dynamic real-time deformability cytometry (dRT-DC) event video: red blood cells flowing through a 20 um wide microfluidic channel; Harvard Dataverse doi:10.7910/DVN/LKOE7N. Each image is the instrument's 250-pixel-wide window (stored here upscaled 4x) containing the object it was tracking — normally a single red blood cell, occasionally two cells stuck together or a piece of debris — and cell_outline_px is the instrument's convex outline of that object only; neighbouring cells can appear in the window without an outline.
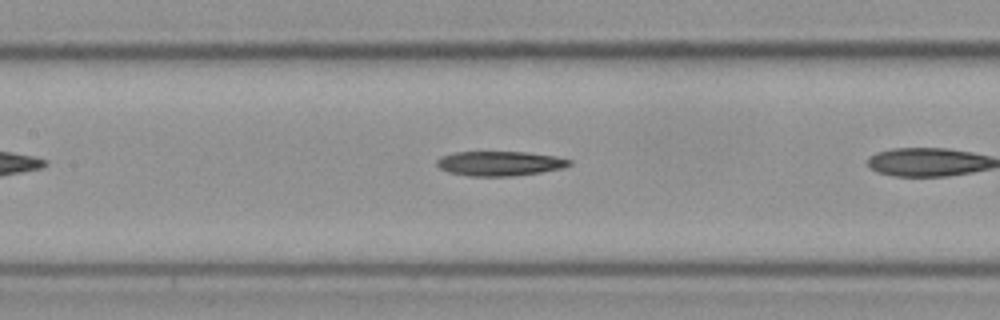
{"species": "Egyptian fruit bat (a non-hibernating species)", "species_latin": "Rousettus aegyptiacus", "temperature_condition": "cold", "stored_images_in_passage": 34, "camera_frame_rate_fps": 3000, "um_per_image_px": 0.085, "frame": {"image": 1, "passage_image": 15, "time_ms": 4.667, "image_size_px": [1000, 320], "cell_outline_px": [[572, 164], [564, 168], [540, 172], [512, 176], [468, 176], [448, 172], [440, 168], [436, 164], [436, 160], [440, 156], [456, 152], [528, 152], [556, 156], [572, 160]], "centroid_in_image_um": [42.49, 13.89], "position_along_channel_um": 164.9, "area_um2": 19.13}}
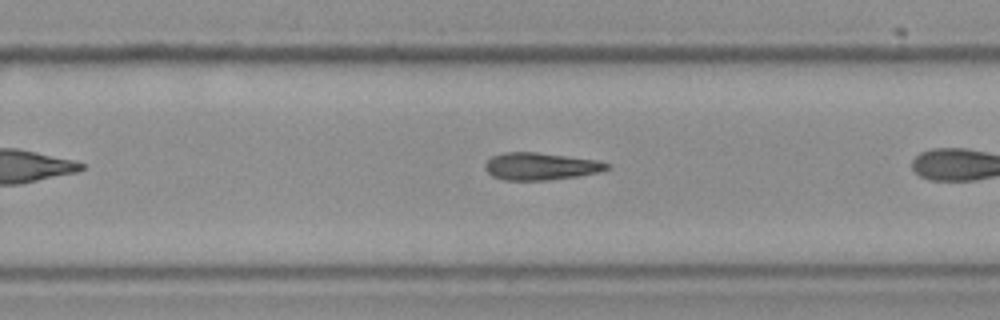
{"frame": {"image": 2, "passage_image": 25, "time_ms": 8.0, "image_size_px": [1000, 320], "cell_outline_px": [[608, 168], [600, 172], [576, 176], [548, 180], [504, 180], [492, 176], [484, 168], [484, 164], [492, 156], [504, 152], [536, 152], [596, 160], [608, 164]], "centroid_in_image_um": [45.89, 14.14], "position_along_channel_um": 283.9, "area_um2": 19.19}}